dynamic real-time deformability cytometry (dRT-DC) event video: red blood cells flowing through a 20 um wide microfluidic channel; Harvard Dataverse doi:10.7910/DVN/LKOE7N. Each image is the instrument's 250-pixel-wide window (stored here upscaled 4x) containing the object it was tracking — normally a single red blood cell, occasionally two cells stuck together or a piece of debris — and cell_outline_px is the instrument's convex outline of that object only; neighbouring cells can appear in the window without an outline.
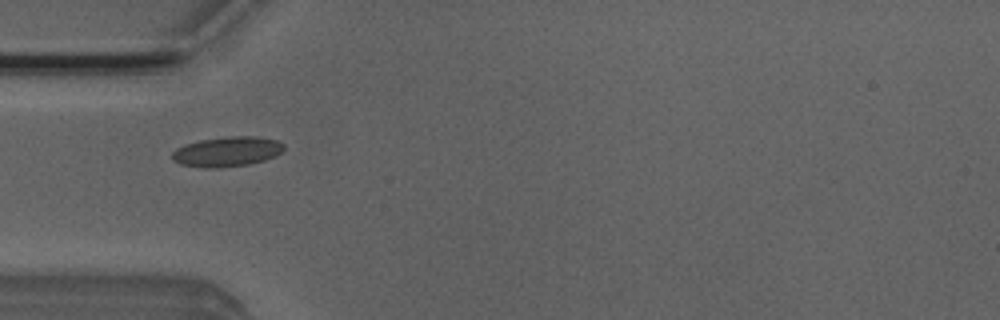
{"species": "Egyptian fruit bat (a non-hibernating species)", "species_latin": "Rousettus aegyptiacus", "temperature_condition": "room temperature", "stored_images_in_passage": 11, "camera_frame_rate_fps": 3000, "um_per_image_px": 0.085, "animal": {"sex": "male"}, "frame": {"image": 1, "passage_image": 2, "time_ms": 0.333, "image_size_px": [1000, 320], "cell_outline_px": [[284, 148], [276, 156], [264, 160], [248, 164], [216, 168], [204, 168], [180, 164], [172, 160], [172, 152], [176, 148], [184, 144], [200, 140], [228, 136], [256, 136], [276, 140], [284, 144]], "centroid_in_image_um": [19.27, 12.88], "position_along_channel_um": 65.7, "area_um2": 19.54}}
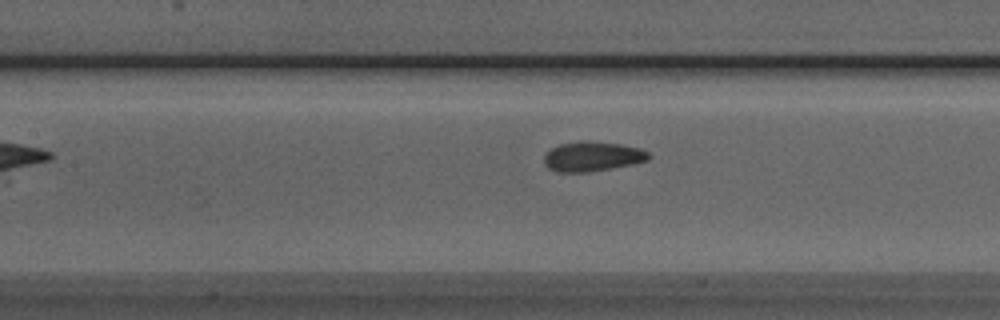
{"frame": {"image": 2, "passage_image": 9, "time_ms": 2.667, "image_size_px": [1000, 320], "cell_outline_px": [[652, 156], [648, 160], [632, 164], [612, 168], [588, 172], [556, 172], [548, 168], [544, 164], [544, 156], [552, 148], [560, 144], [580, 140], [592, 140], [620, 144], [640, 148], [648, 152]], "centroid_in_image_um": [50.35, 13.29], "position_along_channel_um": 157.0, "area_um2": 18.32}}